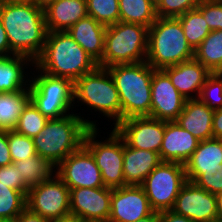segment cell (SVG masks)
I'll list each match as a JSON object with an SVG mask.
<instances>
[{
    "instance_id": "cell-1",
    "label": "cell",
    "mask_w": 222,
    "mask_h": 222,
    "mask_svg": "<svg viewBox=\"0 0 222 222\" xmlns=\"http://www.w3.org/2000/svg\"><path fill=\"white\" fill-rule=\"evenodd\" d=\"M0 18L11 55H23L35 62L46 41L44 10L31 2L0 4Z\"/></svg>"
},
{
    "instance_id": "cell-2",
    "label": "cell",
    "mask_w": 222,
    "mask_h": 222,
    "mask_svg": "<svg viewBox=\"0 0 222 222\" xmlns=\"http://www.w3.org/2000/svg\"><path fill=\"white\" fill-rule=\"evenodd\" d=\"M34 65L50 76L73 82L98 67V63L67 31L47 32L43 52Z\"/></svg>"
},
{
    "instance_id": "cell-3",
    "label": "cell",
    "mask_w": 222,
    "mask_h": 222,
    "mask_svg": "<svg viewBox=\"0 0 222 222\" xmlns=\"http://www.w3.org/2000/svg\"><path fill=\"white\" fill-rule=\"evenodd\" d=\"M71 113L48 119L44 128L32 138L37 155L55 167L83 146L85 134L90 128H97L95 121Z\"/></svg>"
},
{
    "instance_id": "cell-4",
    "label": "cell",
    "mask_w": 222,
    "mask_h": 222,
    "mask_svg": "<svg viewBox=\"0 0 222 222\" xmlns=\"http://www.w3.org/2000/svg\"><path fill=\"white\" fill-rule=\"evenodd\" d=\"M121 104V121L130 117L149 116L151 112V82L155 69L146 61L107 67Z\"/></svg>"
},
{
    "instance_id": "cell-5",
    "label": "cell",
    "mask_w": 222,
    "mask_h": 222,
    "mask_svg": "<svg viewBox=\"0 0 222 222\" xmlns=\"http://www.w3.org/2000/svg\"><path fill=\"white\" fill-rule=\"evenodd\" d=\"M194 58V50L188 44L177 18L158 17L148 31L146 62L155 70Z\"/></svg>"
},
{
    "instance_id": "cell-6",
    "label": "cell",
    "mask_w": 222,
    "mask_h": 222,
    "mask_svg": "<svg viewBox=\"0 0 222 222\" xmlns=\"http://www.w3.org/2000/svg\"><path fill=\"white\" fill-rule=\"evenodd\" d=\"M149 27L117 22L106 26L105 43L99 67L145 62Z\"/></svg>"
},
{
    "instance_id": "cell-7",
    "label": "cell",
    "mask_w": 222,
    "mask_h": 222,
    "mask_svg": "<svg viewBox=\"0 0 222 222\" xmlns=\"http://www.w3.org/2000/svg\"><path fill=\"white\" fill-rule=\"evenodd\" d=\"M103 113L114 126L121 122V104L115 82L107 68L97 67L74 82V100Z\"/></svg>"
},
{
    "instance_id": "cell-8",
    "label": "cell",
    "mask_w": 222,
    "mask_h": 222,
    "mask_svg": "<svg viewBox=\"0 0 222 222\" xmlns=\"http://www.w3.org/2000/svg\"><path fill=\"white\" fill-rule=\"evenodd\" d=\"M34 68L38 75L30 77V101L47 119H57L70 114L71 106L74 108L75 105L74 82L39 72L35 65Z\"/></svg>"
},
{
    "instance_id": "cell-9",
    "label": "cell",
    "mask_w": 222,
    "mask_h": 222,
    "mask_svg": "<svg viewBox=\"0 0 222 222\" xmlns=\"http://www.w3.org/2000/svg\"><path fill=\"white\" fill-rule=\"evenodd\" d=\"M98 128H90L84 137L83 146L91 153L101 171L105 187L115 189L125 186L123 174L124 140L113 128L109 138L95 140Z\"/></svg>"
},
{
    "instance_id": "cell-10",
    "label": "cell",
    "mask_w": 222,
    "mask_h": 222,
    "mask_svg": "<svg viewBox=\"0 0 222 222\" xmlns=\"http://www.w3.org/2000/svg\"><path fill=\"white\" fill-rule=\"evenodd\" d=\"M187 182L184 164L161 162L145 178L142 187L154 212L172 210L183 185Z\"/></svg>"
},
{
    "instance_id": "cell-11",
    "label": "cell",
    "mask_w": 222,
    "mask_h": 222,
    "mask_svg": "<svg viewBox=\"0 0 222 222\" xmlns=\"http://www.w3.org/2000/svg\"><path fill=\"white\" fill-rule=\"evenodd\" d=\"M26 207L48 220L67 216L70 214V189L55 174L48 181L29 188Z\"/></svg>"
},
{
    "instance_id": "cell-12",
    "label": "cell",
    "mask_w": 222,
    "mask_h": 222,
    "mask_svg": "<svg viewBox=\"0 0 222 222\" xmlns=\"http://www.w3.org/2000/svg\"><path fill=\"white\" fill-rule=\"evenodd\" d=\"M114 129L128 146L159 153L164 138L165 121L148 116L130 117L119 122Z\"/></svg>"
},
{
    "instance_id": "cell-13",
    "label": "cell",
    "mask_w": 222,
    "mask_h": 222,
    "mask_svg": "<svg viewBox=\"0 0 222 222\" xmlns=\"http://www.w3.org/2000/svg\"><path fill=\"white\" fill-rule=\"evenodd\" d=\"M56 174L69 189L105 187L99 167L91 153L84 146L67 156L56 167Z\"/></svg>"
},
{
    "instance_id": "cell-14",
    "label": "cell",
    "mask_w": 222,
    "mask_h": 222,
    "mask_svg": "<svg viewBox=\"0 0 222 222\" xmlns=\"http://www.w3.org/2000/svg\"><path fill=\"white\" fill-rule=\"evenodd\" d=\"M112 189L72 188L70 189V214L82 222H108L110 217Z\"/></svg>"
},
{
    "instance_id": "cell-15",
    "label": "cell",
    "mask_w": 222,
    "mask_h": 222,
    "mask_svg": "<svg viewBox=\"0 0 222 222\" xmlns=\"http://www.w3.org/2000/svg\"><path fill=\"white\" fill-rule=\"evenodd\" d=\"M194 222H218L216 195L187 181L181 188L172 208Z\"/></svg>"
},
{
    "instance_id": "cell-16",
    "label": "cell",
    "mask_w": 222,
    "mask_h": 222,
    "mask_svg": "<svg viewBox=\"0 0 222 222\" xmlns=\"http://www.w3.org/2000/svg\"><path fill=\"white\" fill-rule=\"evenodd\" d=\"M186 99L172 84L163 70H155L151 82V112L148 117L161 121H176Z\"/></svg>"
},
{
    "instance_id": "cell-17",
    "label": "cell",
    "mask_w": 222,
    "mask_h": 222,
    "mask_svg": "<svg viewBox=\"0 0 222 222\" xmlns=\"http://www.w3.org/2000/svg\"><path fill=\"white\" fill-rule=\"evenodd\" d=\"M153 212L141 185L112 189L108 222H136Z\"/></svg>"
},
{
    "instance_id": "cell-18",
    "label": "cell",
    "mask_w": 222,
    "mask_h": 222,
    "mask_svg": "<svg viewBox=\"0 0 222 222\" xmlns=\"http://www.w3.org/2000/svg\"><path fill=\"white\" fill-rule=\"evenodd\" d=\"M199 142L200 140L176 121H165L164 138L159 151L161 161L185 164L198 147Z\"/></svg>"
},
{
    "instance_id": "cell-19",
    "label": "cell",
    "mask_w": 222,
    "mask_h": 222,
    "mask_svg": "<svg viewBox=\"0 0 222 222\" xmlns=\"http://www.w3.org/2000/svg\"><path fill=\"white\" fill-rule=\"evenodd\" d=\"M163 71L169 76L172 84L186 100L198 99L202 86L211 74L195 58L175 66L166 67Z\"/></svg>"
},
{
    "instance_id": "cell-20",
    "label": "cell",
    "mask_w": 222,
    "mask_h": 222,
    "mask_svg": "<svg viewBox=\"0 0 222 222\" xmlns=\"http://www.w3.org/2000/svg\"><path fill=\"white\" fill-rule=\"evenodd\" d=\"M43 10L47 32L67 31L88 15L87 0H55Z\"/></svg>"
},
{
    "instance_id": "cell-21",
    "label": "cell",
    "mask_w": 222,
    "mask_h": 222,
    "mask_svg": "<svg viewBox=\"0 0 222 222\" xmlns=\"http://www.w3.org/2000/svg\"><path fill=\"white\" fill-rule=\"evenodd\" d=\"M159 153L136 149L124 142L123 174L126 185H142L150 172L161 163Z\"/></svg>"
},
{
    "instance_id": "cell-22",
    "label": "cell",
    "mask_w": 222,
    "mask_h": 222,
    "mask_svg": "<svg viewBox=\"0 0 222 222\" xmlns=\"http://www.w3.org/2000/svg\"><path fill=\"white\" fill-rule=\"evenodd\" d=\"M213 114L214 110L199 99L186 100L176 122L198 140L203 141L213 138Z\"/></svg>"
},
{
    "instance_id": "cell-23",
    "label": "cell",
    "mask_w": 222,
    "mask_h": 222,
    "mask_svg": "<svg viewBox=\"0 0 222 222\" xmlns=\"http://www.w3.org/2000/svg\"><path fill=\"white\" fill-rule=\"evenodd\" d=\"M67 32L97 63L102 60L106 34L105 25L87 15L77 21Z\"/></svg>"
},
{
    "instance_id": "cell-24",
    "label": "cell",
    "mask_w": 222,
    "mask_h": 222,
    "mask_svg": "<svg viewBox=\"0 0 222 222\" xmlns=\"http://www.w3.org/2000/svg\"><path fill=\"white\" fill-rule=\"evenodd\" d=\"M29 63L30 65L34 66V62L30 58L23 55L0 57L1 93L16 92L29 89L30 79L28 78V73L24 70L27 69L28 66H30Z\"/></svg>"
},
{
    "instance_id": "cell-25",
    "label": "cell",
    "mask_w": 222,
    "mask_h": 222,
    "mask_svg": "<svg viewBox=\"0 0 222 222\" xmlns=\"http://www.w3.org/2000/svg\"><path fill=\"white\" fill-rule=\"evenodd\" d=\"M222 163V139L211 138L200 141L198 147L184 164L187 181L200 170L219 169Z\"/></svg>"
},
{
    "instance_id": "cell-26",
    "label": "cell",
    "mask_w": 222,
    "mask_h": 222,
    "mask_svg": "<svg viewBox=\"0 0 222 222\" xmlns=\"http://www.w3.org/2000/svg\"><path fill=\"white\" fill-rule=\"evenodd\" d=\"M29 102V89L16 92H0V130H14L19 116Z\"/></svg>"
},
{
    "instance_id": "cell-27",
    "label": "cell",
    "mask_w": 222,
    "mask_h": 222,
    "mask_svg": "<svg viewBox=\"0 0 222 222\" xmlns=\"http://www.w3.org/2000/svg\"><path fill=\"white\" fill-rule=\"evenodd\" d=\"M119 21L150 27L158 18L155 0H118Z\"/></svg>"
},
{
    "instance_id": "cell-28",
    "label": "cell",
    "mask_w": 222,
    "mask_h": 222,
    "mask_svg": "<svg viewBox=\"0 0 222 222\" xmlns=\"http://www.w3.org/2000/svg\"><path fill=\"white\" fill-rule=\"evenodd\" d=\"M13 163L16 165L21 178L28 188L48 181L56 174V167L39 155L25 158L24 160H17Z\"/></svg>"
},
{
    "instance_id": "cell-29",
    "label": "cell",
    "mask_w": 222,
    "mask_h": 222,
    "mask_svg": "<svg viewBox=\"0 0 222 222\" xmlns=\"http://www.w3.org/2000/svg\"><path fill=\"white\" fill-rule=\"evenodd\" d=\"M194 58L211 73L222 72V30L211 31L194 50Z\"/></svg>"
},
{
    "instance_id": "cell-30",
    "label": "cell",
    "mask_w": 222,
    "mask_h": 222,
    "mask_svg": "<svg viewBox=\"0 0 222 222\" xmlns=\"http://www.w3.org/2000/svg\"><path fill=\"white\" fill-rule=\"evenodd\" d=\"M177 19L180 21L186 40L193 50H195L211 32L204 16L198 8L187 11L185 14L177 17Z\"/></svg>"
},
{
    "instance_id": "cell-31",
    "label": "cell",
    "mask_w": 222,
    "mask_h": 222,
    "mask_svg": "<svg viewBox=\"0 0 222 222\" xmlns=\"http://www.w3.org/2000/svg\"><path fill=\"white\" fill-rule=\"evenodd\" d=\"M26 208V195L0 182V221L13 222Z\"/></svg>"
},
{
    "instance_id": "cell-32",
    "label": "cell",
    "mask_w": 222,
    "mask_h": 222,
    "mask_svg": "<svg viewBox=\"0 0 222 222\" xmlns=\"http://www.w3.org/2000/svg\"><path fill=\"white\" fill-rule=\"evenodd\" d=\"M47 121L48 119L30 101L19 116L14 130L33 138L44 128Z\"/></svg>"
},
{
    "instance_id": "cell-33",
    "label": "cell",
    "mask_w": 222,
    "mask_h": 222,
    "mask_svg": "<svg viewBox=\"0 0 222 222\" xmlns=\"http://www.w3.org/2000/svg\"><path fill=\"white\" fill-rule=\"evenodd\" d=\"M87 13L105 26L116 24L120 16L118 0H87Z\"/></svg>"
},
{
    "instance_id": "cell-34",
    "label": "cell",
    "mask_w": 222,
    "mask_h": 222,
    "mask_svg": "<svg viewBox=\"0 0 222 222\" xmlns=\"http://www.w3.org/2000/svg\"><path fill=\"white\" fill-rule=\"evenodd\" d=\"M198 99L212 110L222 108V74L211 73L201 88Z\"/></svg>"
},
{
    "instance_id": "cell-35",
    "label": "cell",
    "mask_w": 222,
    "mask_h": 222,
    "mask_svg": "<svg viewBox=\"0 0 222 222\" xmlns=\"http://www.w3.org/2000/svg\"><path fill=\"white\" fill-rule=\"evenodd\" d=\"M8 147L12 162L37 155L33 139L15 130L8 131Z\"/></svg>"
},
{
    "instance_id": "cell-36",
    "label": "cell",
    "mask_w": 222,
    "mask_h": 222,
    "mask_svg": "<svg viewBox=\"0 0 222 222\" xmlns=\"http://www.w3.org/2000/svg\"><path fill=\"white\" fill-rule=\"evenodd\" d=\"M201 0H155L157 17L177 18L197 8Z\"/></svg>"
},
{
    "instance_id": "cell-37",
    "label": "cell",
    "mask_w": 222,
    "mask_h": 222,
    "mask_svg": "<svg viewBox=\"0 0 222 222\" xmlns=\"http://www.w3.org/2000/svg\"><path fill=\"white\" fill-rule=\"evenodd\" d=\"M190 182L215 195L222 192V163L219 169L200 170Z\"/></svg>"
},
{
    "instance_id": "cell-38",
    "label": "cell",
    "mask_w": 222,
    "mask_h": 222,
    "mask_svg": "<svg viewBox=\"0 0 222 222\" xmlns=\"http://www.w3.org/2000/svg\"><path fill=\"white\" fill-rule=\"evenodd\" d=\"M197 8L211 31L222 30V0H201Z\"/></svg>"
},
{
    "instance_id": "cell-39",
    "label": "cell",
    "mask_w": 222,
    "mask_h": 222,
    "mask_svg": "<svg viewBox=\"0 0 222 222\" xmlns=\"http://www.w3.org/2000/svg\"><path fill=\"white\" fill-rule=\"evenodd\" d=\"M0 182L9 188L23 192L27 196L29 188L25 185L14 163L0 167Z\"/></svg>"
},
{
    "instance_id": "cell-40",
    "label": "cell",
    "mask_w": 222,
    "mask_h": 222,
    "mask_svg": "<svg viewBox=\"0 0 222 222\" xmlns=\"http://www.w3.org/2000/svg\"><path fill=\"white\" fill-rule=\"evenodd\" d=\"M13 163L8 147V131L0 130V167Z\"/></svg>"
},
{
    "instance_id": "cell-41",
    "label": "cell",
    "mask_w": 222,
    "mask_h": 222,
    "mask_svg": "<svg viewBox=\"0 0 222 222\" xmlns=\"http://www.w3.org/2000/svg\"><path fill=\"white\" fill-rule=\"evenodd\" d=\"M13 222H50V220L31 212L26 207Z\"/></svg>"
},
{
    "instance_id": "cell-42",
    "label": "cell",
    "mask_w": 222,
    "mask_h": 222,
    "mask_svg": "<svg viewBox=\"0 0 222 222\" xmlns=\"http://www.w3.org/2000/svg\"><path fill=\"white\" fill-rule=\"evenodd\" d=\"M160 222H194L191 219L177 214L172 210L159 212Z\"/></svg>"
},
{
    "instance_id": "cell-43",
    "label": "cell",
    "mask_w": 222,
    "mask_h": 222,
    "mask_svg": "<svg viewBox=\"0 0 222 222\" xmlns=\"http://www.w3.org/2000/svg\"><path fill=\"white\" fill-rule=\"evenodd\" d=\"M11 56L10 44L7 38V33L3 27L1 18H0V57Z\"/></svg>"
},
{
    "instance_id": "cell-44",
    "label": "cell",
    "mask_w": 222,
    "mask_h": 222,
    "mask_svg": "<svg viewBox=\"0 0 222 222\" xmlns=\"http://www.w3.org/2000/svg\"><path fill=\"white\" fill-rule=\"evenodd\" d=\"M213 138L222 139V108L215 110L212 120Z\"/></svg>"
},
{
    "instance_id": "cell-45",
    "label": "cell",
    "mask_w": 222,
    "mask_h": 222,
    "mask_svg": "<svg viewBox=\"0 0 222 222\" xmlns=\"http://www.w3.org/2000/svg\"><path fill=\"white\" fill-rule=\"evenodd\" d=\"M50 222H82V221L78 217L69 214L61 218L52 219L50 220Z\"/></svg>"
},
{
    "instance_id": "cell-46",
    "label": "cell",
    "mask_w": 222,
    "mask_h": 222,
    "mask_svg": "<svg viewBox=\"0 0 222 222\" xmlns=\"http://www.w3.org/2000/svg\"><path fill=\"white\" fill-rule=\"evenodd\" d=\"M136 222H160L159 212H153L151 215Z\"/></svg>"
},
{
    "instance_id": "cell-47",
    "label": "cell",
    "mask_w": 222,
    "mask_h": 222,
    "mask_svg": "<svg viewBox=\"0 0 222 222\" xmlns=\"http://www.w3.org/2000/svg\"><path fill=\"white\" fill-rule=\"evenodd\" d=\"M54 1L55 0H30L31 3L42 9H45L48 5H50Z\"/></svg>"
},
{
    "instance_id": "cell-48",
    "label": "cell",
    "mask_w": 222,
    "mask_h": 222,
    "mask_svg": "<svg viewBox=\"0 0 222 222\" xmlns=\"http://www.w3.org/2000/svg\"><path fill=\"white\" fill-rule=\"evenodd\" d=\"M217 209H218V219L222 221V192L216 194Z\"/></svg>"
},
{
    "instance_id": "cell-49",
    "label": "cell",
    "mask_w": 222,
    "mask_h": 222,
    "mask_svg": "<svg viewBox=\"0 0 222 222\" xmlns=\"http://www.w3.org/2000/svg\"><path fill=\"white\" fill-rule=\"evenodd\" d=\"M30 0H0V4H11V3H26Z\"/></svg>"
}]
</instances>
